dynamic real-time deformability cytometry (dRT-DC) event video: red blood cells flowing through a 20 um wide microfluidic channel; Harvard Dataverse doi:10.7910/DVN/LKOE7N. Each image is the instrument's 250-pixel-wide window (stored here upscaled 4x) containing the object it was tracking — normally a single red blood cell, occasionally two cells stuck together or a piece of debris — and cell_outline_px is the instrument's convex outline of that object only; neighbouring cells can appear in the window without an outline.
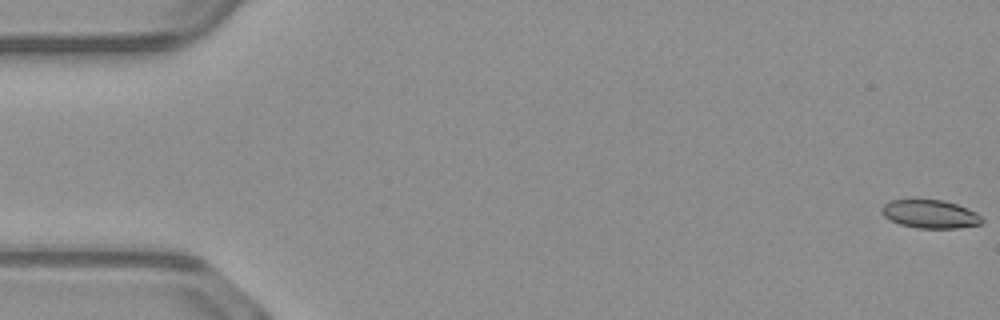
{"species": "common noctule bat (a hibernating species)", "species_latin": "Nyctalus noctula", "temperature_condition": "warm", "stored_images_in_passage": 51, "camera_frame_rate_fps": 3000, "um_per_image_px": 0.085, "animal": {"sex": "male", "body_mass_g": 23.1, "forearm_length_mm": 52.7}, "frame": {"image": 1, "passage_image": 1, "time_ms": 0.0, "image_size_px": [1000, 320], "cell_outline_px": [[984, 220], [980, 224], [960, 228], [916, 228], [900, 224], [884, 216], [880, 212], [880, 208], [884, 204], [892, 200], [944, 200], [968, 208], [976, 212]], "centroid_in_image_um": [79.07, 18.2], "position_along_channel_um": 5.9, "area_um2": 16.53}}
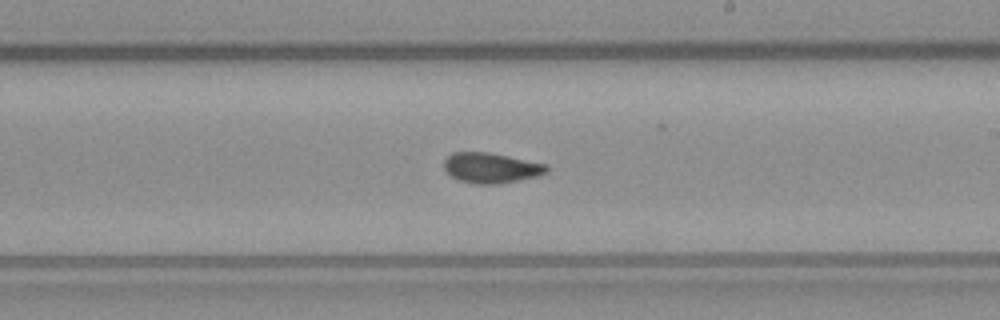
{"frame": {"image": 2, "passage_image": 30, "time_ms": 9.667, "image_size_px": [1000, 320], "cell_outline_px": [[548, 172], [536, 176], [496, 184], [476, 184], [460, 180], [452, 176], [444, 168], [444, 160], [452, 152], [488, 152], [548, 164]], "centroid_in_image_um": [41.74, 14.26], "position_along_channel_um": 247.3, "area_um2": 17.92}}
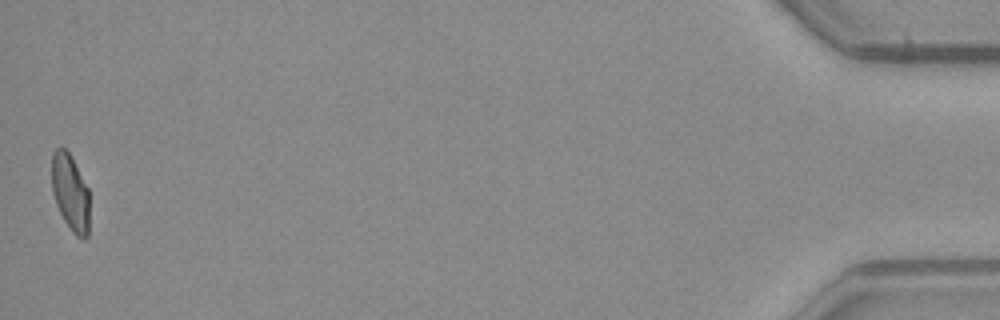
{"frame": {"image": 3, "passage_image": 51, "time_ms": 16.667, "image_size_px": [1000, 320], "cell_outline_px": [[88, 236], [84, 240], [76, 236], [72, 232], [64, 220], [56, 204], [52, 192], [52, 152], [60, 144], [68, 152], [88, 188]], "centroid_in_image_um": [5.96, 16.37], "position_along_channel_um": 429.2, "area_um2": 16.76}, "authors_computed_cell_mechanics": {"area_um2": 17.8602, "velocity_mm_per_s": 4.0872, "shape_relaxation_time_tau1_ms": null, "shape_relaxation_time_tau2_ms": 1.9147, "deformation_change_tau1": null, "deformation_change_tau2": 0.0676}}